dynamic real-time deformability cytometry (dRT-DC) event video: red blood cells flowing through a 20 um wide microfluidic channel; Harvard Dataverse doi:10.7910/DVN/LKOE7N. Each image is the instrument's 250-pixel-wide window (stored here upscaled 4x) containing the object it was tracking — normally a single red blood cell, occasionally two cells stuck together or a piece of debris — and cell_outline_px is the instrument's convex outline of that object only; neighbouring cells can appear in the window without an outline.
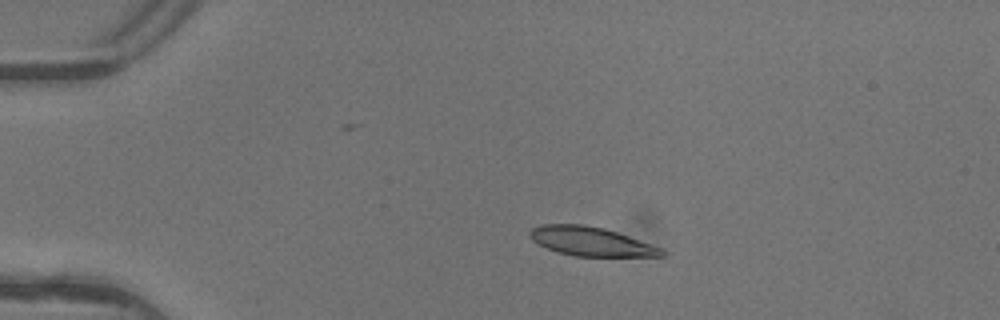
{"species": "common noctule bat (a hibernating species)", "species_latin": "Nyctalus noctula", "temperature_condition": "warm", "stored_images_in_passage": 4, "camera_frame_rate_fps": 3000, "um_per_image_px": 0.085, "animal": {"sex": "female"}, "frame": {"image": 1, "passage_image": 3, "time_ms": 0.667, "image_size_px": [1000, 320], "cell_outline_px": [[664, 256], [576, 256], [556, 252], [532, 240], [528, 236], [528, 232], [532, 228], [544, 224], [584, 224], [604, 228], [628, 236], [660, 248], [664, 252]], "centroid_in_image_um": [50.17, 20.51], "position_along_channel_um": 34.8, "area_um2": 21.96}}